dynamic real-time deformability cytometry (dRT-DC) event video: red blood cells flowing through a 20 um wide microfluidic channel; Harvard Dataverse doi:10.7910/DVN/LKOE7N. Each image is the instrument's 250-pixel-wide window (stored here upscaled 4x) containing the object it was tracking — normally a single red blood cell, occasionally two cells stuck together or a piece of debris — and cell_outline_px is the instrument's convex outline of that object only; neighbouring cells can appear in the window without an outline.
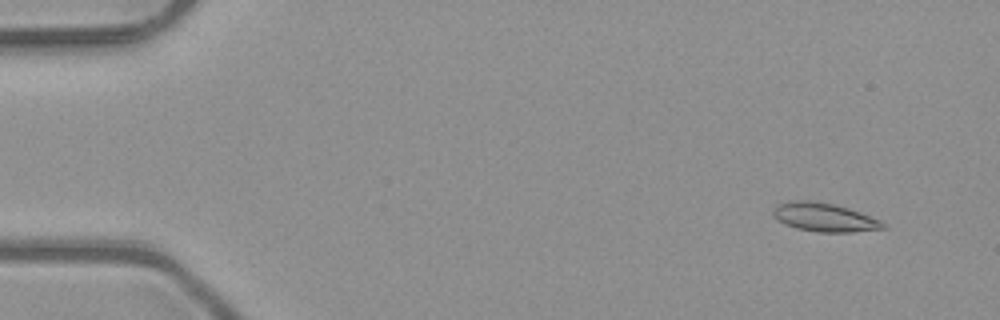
{"species": "common noctule bat (a hibernating species)", "species_latin": "Nyctalus noctula", "temperature_condition": "room temperature", "stored_images_in_passage": 5, "camera_frame_rate_fps": 3000, "um_per_image_px": 0.085, "animal": {"sex": "male", "body_mass_g": 23.1, "forearm_length_mm": 52.7}, "frame": {"image": 1, "passage_image": 1, "time_ms": 0.0, "image_size_px": [1000, 320], "cell_outline_px": [[888, 228], [852, 232], [816, 232], [796, 228], [784, 224], [772, 216], [772, 208], [776, 204], [792, 200], [808, 200], [832, 204], [848, 208], [880, 220]], "centroid_in_image_um": [70.01, 18.47], "position_along_channel_um": 15.0, "area_um2": 18.38}}
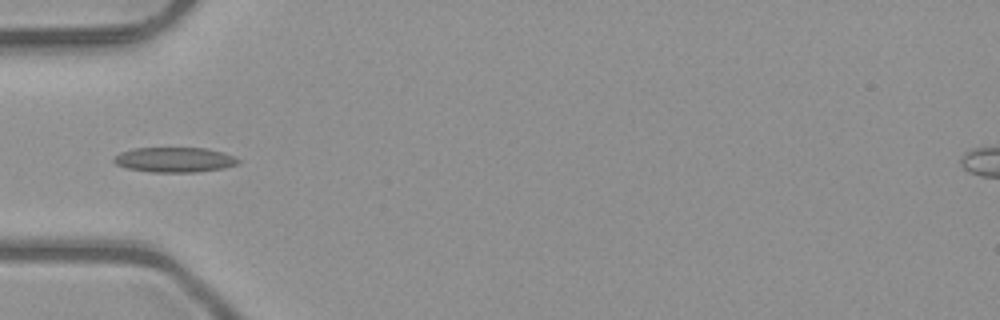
{"frame": {"image": 2, "passage_image": 4, "time_ms": 1.0, "image_size_px": [1000, 320], "cell_outline_px": [[240, 164], [224, 168], [196, 172], [152, 172], [128, 168], [116, 164], [112, 160], [112, 156], [120, 152], [132, 148], [208, 148], [224, 152], [240, 160]], "centroid_in_image_um": [14.83, 13.57], "position_along_channel_um": 70.2, "area_um2": 18.26}}
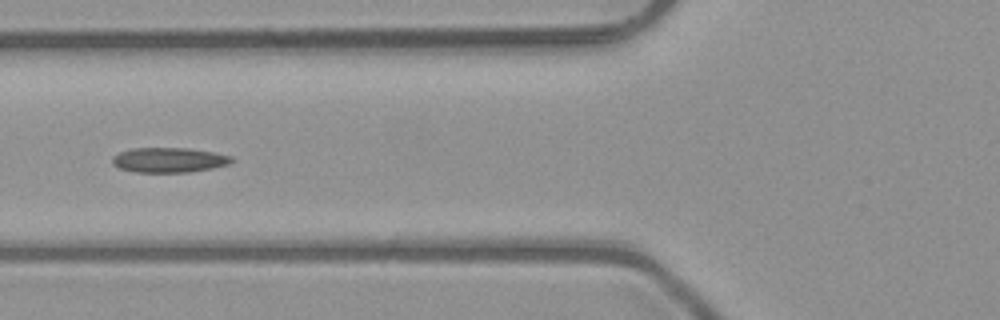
{"frame": {"image": 3, "passage_image": 5, "time_ms": 1.333, "image_size_px": [1000, 320], "cell_outline_px": [[236, 160], [232, 164], [192, 172], [136, 172], [120, 168], [112, 164], [112, 156], [120, 152], [132, 148], [188, 148], [212, 152], [232, 156]], "centroid_in_image_um": [14.41, 13.6], "position_along_channel_um": 111.4, "area_um2": 17.46}}